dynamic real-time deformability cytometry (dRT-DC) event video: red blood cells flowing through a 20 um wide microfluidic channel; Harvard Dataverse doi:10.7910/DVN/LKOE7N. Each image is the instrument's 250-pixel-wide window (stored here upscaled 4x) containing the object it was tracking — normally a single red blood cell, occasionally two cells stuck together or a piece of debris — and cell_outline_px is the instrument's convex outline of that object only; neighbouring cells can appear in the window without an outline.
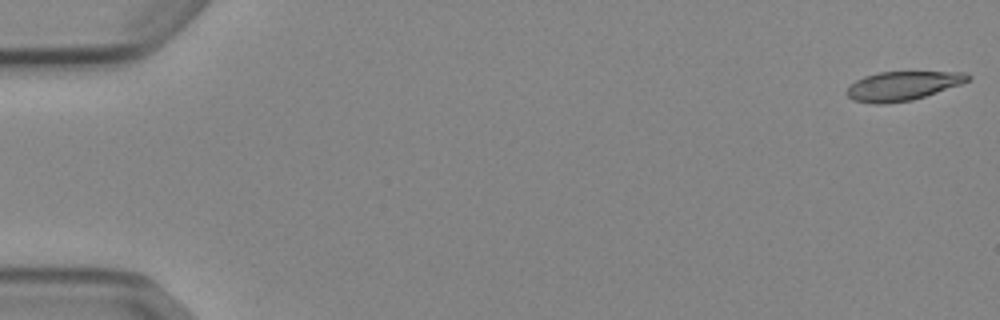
{"species": "Egyptian fruit bat (a non-hibernating species)", "species_latin": "Rousettus aegyptiacus", "temperature_condition": "cold", "stored_images_in_passage": 12, "camera_frame_rate_fps": 3000, "um_per_image_px": 0.085, "animal": {"sex": "female"}, "frame": {"image": 1, "passage_image": 1, "time_ms": 0.0, "image_size_px": [1000, 320], "cell_outline_px": [[972, 76], [968, 80], [960, 84], [912, 100], [888, 104], [872, 104], [852, 100], [844, 92], [856, 80], [864, 76], [880, 72], [964, 72]], "centroid_in_image_um": [76.67, 7.31], "position_along_channel_um": 8.3, "area_um2": 20.4}}